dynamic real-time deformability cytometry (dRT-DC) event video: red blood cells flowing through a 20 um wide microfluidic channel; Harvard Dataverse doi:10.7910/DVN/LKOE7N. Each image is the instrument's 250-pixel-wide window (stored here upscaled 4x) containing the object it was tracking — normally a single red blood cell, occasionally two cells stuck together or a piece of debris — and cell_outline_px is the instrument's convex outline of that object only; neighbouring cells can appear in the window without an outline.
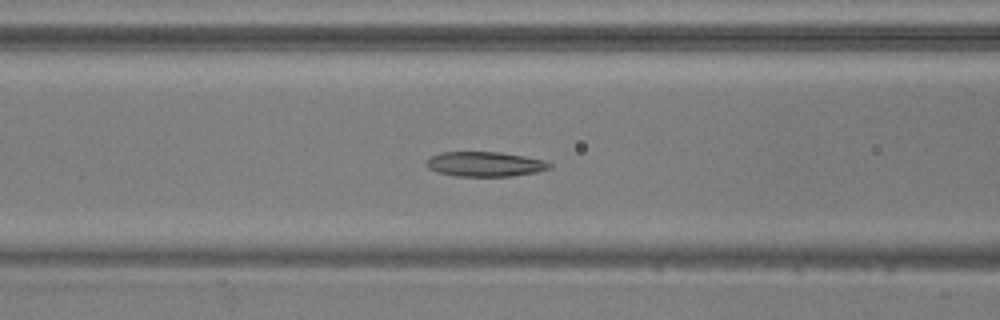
{"species": "common noctule bat (a hibernating species)", "species_latin": "Nyctalus noctula", "temperature_condition": "warm", "stored_images_in_passage": 53, "camera_frame_rate_fps": 3000, "um_per_image_px": 0.085, "animal": {"sex": "male", "body_mass_g": 20.5, "forearm_length_mm": 52.5}, "frame": {"image": 1, "passage_image": 22, "time_ms": 7.0, "image_size_px": [1000, 320], "cell_outline_px": [[552, 168], [536, 172], [512, 176], [456, 176], [436, 172], [428, 168], [424, 164], [432, 156], [440, 152], [500, 152], [524, 156], [544, 160], [552, 164]], "centroid_in_image_um": [41.22, 13.95], "position_along_channel_um": 125.4, "area_um2": 17.86}}
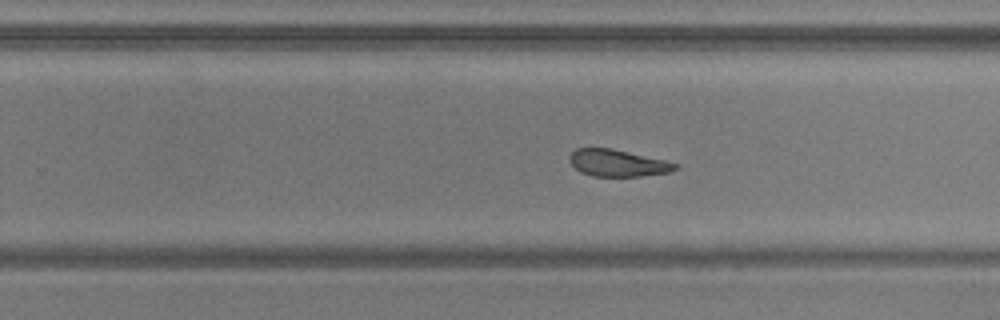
{"frame": {"image": 2, "passage_image": 34, "time_ms": 11.0, "image_size_px": [1000, 320], "cell_outline_px": [[680, 168], [672, 172], [640, 176], [592, 176], [580, 172], [568, 160], [568, 156], [576, 148], [608, 148], [664, 160], [680, 164]], "centroid_in_image_um": [52.52, 13.87], "position_along_channel_um": 277.3, "area_um2": 16.53}}
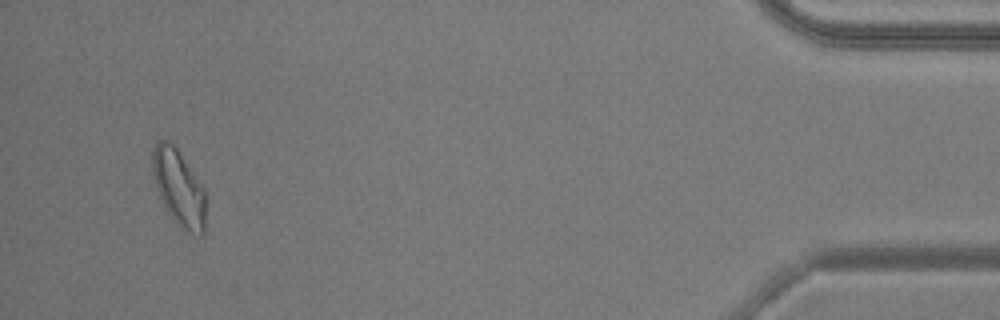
{"frame": {"image": 3, "passage_image": 51, "time_ms": 16.667, "image_size_px": [1000, 320], "cell_outline_px": [[204, 232], [192, 232], [180, 228], [176, 224], [160, 200], [156, 188], [152, 172], [152, 152], [156, 144], [160, 140], [172, 140], [204, 188]], "centroid_in_image_um": [15.15, 15.9], "position_along_channel_um": 420.0, "area_um2": 23.47}, "authors_computed_cell_mechanics": {"area_um2": 19.7676, "velocity_mm_per_s": 3.806, "shape_relaxation_time_tau1_ms": 7.1439, "shape_relaxation_time_tau2_ms": 5.9994, "deformation_change_tau1": 0.1654, "deformation_change_tau2": 0.1422}}